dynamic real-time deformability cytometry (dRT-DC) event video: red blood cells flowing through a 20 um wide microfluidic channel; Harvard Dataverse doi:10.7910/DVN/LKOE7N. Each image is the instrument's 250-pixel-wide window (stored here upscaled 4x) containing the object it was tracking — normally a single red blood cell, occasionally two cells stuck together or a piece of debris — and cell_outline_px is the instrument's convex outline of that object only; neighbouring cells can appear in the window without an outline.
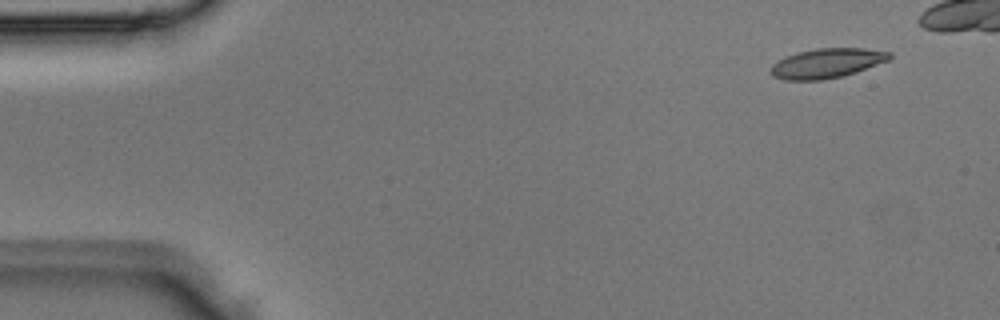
{"species": "Egyptian fruit bat (a non-hibernating species)", "species_latin": "Rousettus aegyptiacus", "temperature_condition": "room temperature", "stored_images_in_passage": 4, "camera_frame_rate_fps": 3000, "um_per_image_px": 0.085, "animal": {"sex": "male"}, "frame": {"image": 1, "passage_image": 1, "time_ms": 0.0, "image_size_px": [1000, 320], "cell_outline_px": [[892, 56], [888, 60], [856, 72], [840, 76], [820, 80], [784, 80], [772, 76], [772, 64], [776, 60], [784, 56], [796, 52], [816, 48], [864, 48], [892, 52]], "centroid_in_image_um": [70.25, 5.36], "position_along_channel_um": 14.7, "area_um2": 20.52}}